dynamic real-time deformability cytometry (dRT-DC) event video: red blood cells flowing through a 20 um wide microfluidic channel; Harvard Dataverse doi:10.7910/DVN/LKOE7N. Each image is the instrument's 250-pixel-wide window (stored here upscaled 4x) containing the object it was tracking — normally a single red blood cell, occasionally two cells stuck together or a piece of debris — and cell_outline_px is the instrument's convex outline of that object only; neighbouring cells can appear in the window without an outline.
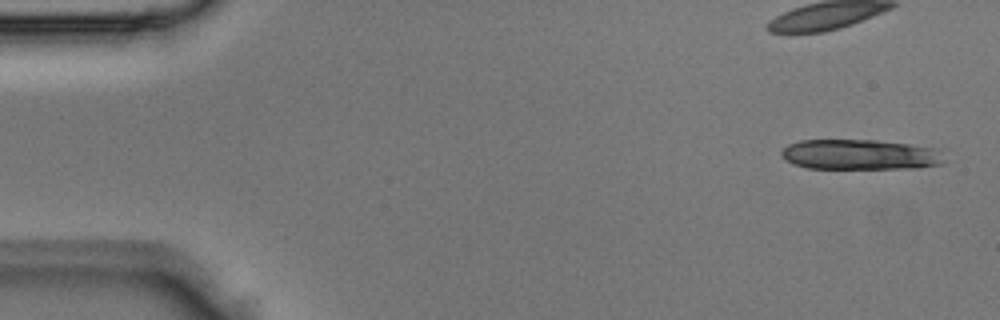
{"species": "Egyptian fruit bat (a non-hibernating species)", "species_latin": "Rousettus aegyptiacus", "temperature_condition": "room temperature", "stored_images_in_passage": 6, "camera_frame_rate_fps": 3000, "um_per_image_px": 0.085, "animal": {"sex": "male"}, "frame": {"image": 1, "passage_image": 1, "time_ms": 0.0, "image_size_px": [1000, 320], "cell_outline_px": [[940, 164], [916, 168], [808, 168], [796, 164], [788, 160], [780, 152], [788, 144], [800, 140], [876, 140], [908, 144], [932, 148], [940, 160]], "centroid_in_image_um": [73.0, 13.13], "position_along_channel_um": 12.0, "area_um2": 27.86}}